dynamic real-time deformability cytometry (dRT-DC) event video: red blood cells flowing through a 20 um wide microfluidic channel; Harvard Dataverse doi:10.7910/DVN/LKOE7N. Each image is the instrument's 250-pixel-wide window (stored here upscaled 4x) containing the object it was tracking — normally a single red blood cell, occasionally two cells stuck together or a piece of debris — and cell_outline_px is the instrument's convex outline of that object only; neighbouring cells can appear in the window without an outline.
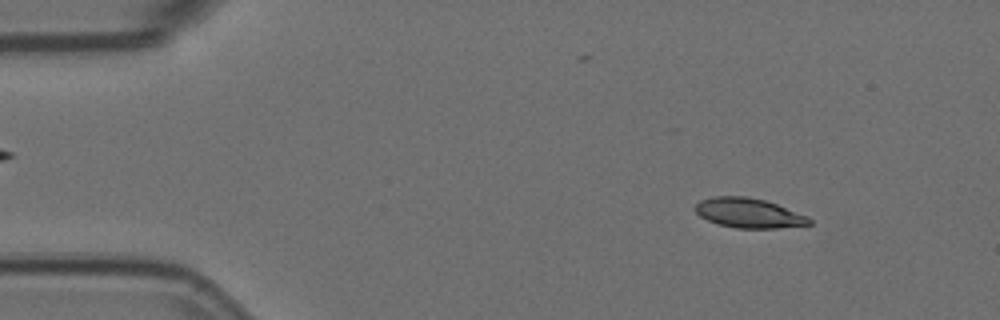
{"species": "Egyptian fruit bat (a non-hibernating species)", "species_latin": "Rousettus aegyptiacus", "temperature_condition": "room temperature", "stored_images_in_passage": 55, "camera_frame_rate_fps": 3000, "um_per_image_px": 0.085, "animal": {"sex": "female"}, "frame": {"image": 1, "passage_image": 6, "time_ms": 1.667, "image_size_px": [1000, 320], "cell_outline_px": [[812, 224], [776, 228], [736, 228], [720, 224], [708, 220], [700, 216], [692, 208], [700, 200], [712, 196], [748, 196], [764, 200], [776, 204], [808, 216], [812, 220]], "centroid_in_image_um": [63.62, 18.1], "position_along_channel_um": 21.4, "area_um2": 19.71}}
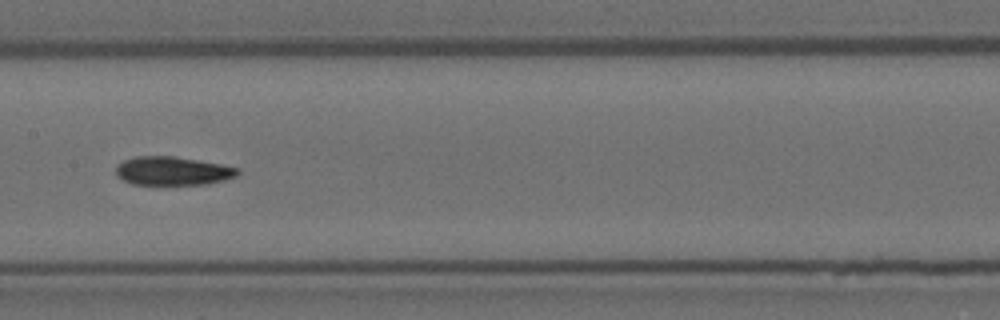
{"frame": {"image": 2, "passage_image": 27, "time_ms": 8.667, "image_size_px": [1000, 320], "cell_outline_px": [[240, 172], [236, 176], [224, 180], [208, 184], [132, 184], [116, 176], [116, 164], [124, 160], [136, 156], [176, 156], [220, 164], [240, 168]], "centroid_in_image_um": [14.67, 14.52], "position_along_channel_um": 192.7, "area_um2": 20.35}}
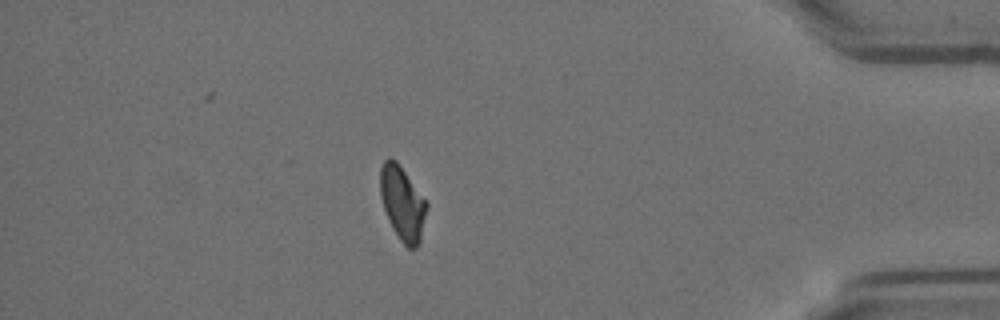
{"frame": {"image": 3, "passage_image": 48, "time_ms": 15.667, "image_size_px": [1000, 320], "cell_outline_px": [[428, 208], [420, 240], [416, 248], [408, 248], [400, 240], [392, 228], [388, 220], [380, 196], [380, 168], [384, 160], [388, 156], [396, 160], [428, 204]], "centroid_in_image_um": [34.19, 17.27], "position_along_channel_um": 401.0, "area_um2": 19.94}, "authors_computed_cell_mechanics": {"area_um2": 20.2878, "velocity_mm_per_s": 3.5832, "shape_relaxation_time_tau1_ms": 5.8091, "shape_relaxation_time_tau2_ms": 2.7071, "deformation_change_tau1": 0.1693, "deformation_change_tau2": 0.0868}}